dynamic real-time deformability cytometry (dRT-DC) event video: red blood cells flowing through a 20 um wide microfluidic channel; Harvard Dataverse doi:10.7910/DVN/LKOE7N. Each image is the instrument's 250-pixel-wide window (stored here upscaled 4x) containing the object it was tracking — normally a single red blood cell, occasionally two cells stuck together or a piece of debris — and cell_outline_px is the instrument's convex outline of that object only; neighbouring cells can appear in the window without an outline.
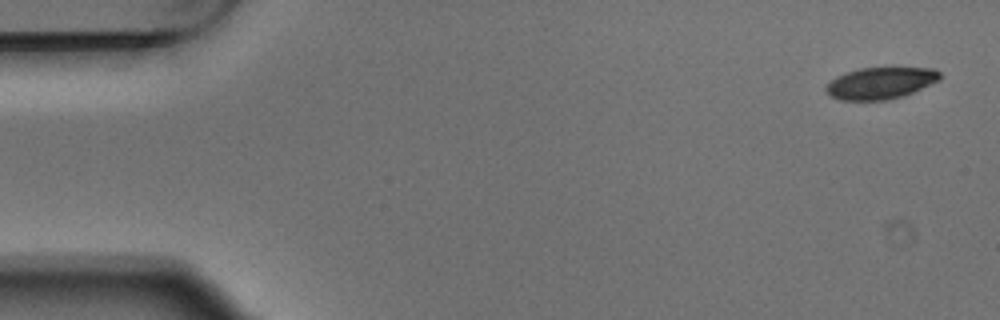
{"species": "Egyptian fruit bat (a non-hibernating species)", "species_latin": "Rousettus aegyptiacus", "temperature_condition": "warm", "stored_images_in_passage": 6, "segment_of_instrument_passage": [1, 2], "camera_frame_rate_fps": 3000, "um_per_image_px": 0.085, "animal": {"sex": "male"}, "frame": {"image": 1, "passage_image": 1, "time_ms": 0.0, "image_size_px": [1000, 320], "cell_outline_px": [[940, 80], [904, 96], [888, 100], [840, 100], [832, 96], [824, 88], [836, 76], [860, 68], [936, 68], [940, 72]], "centroid_in_image_um": [74.88, 7.07], "position_along_channel_um": 10.1, "area_um2": 20.92}}